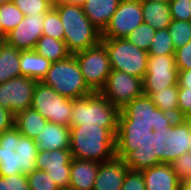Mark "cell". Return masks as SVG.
<instances>
[{"label":"cell","mask_w":191,"mask_h":190,"mask_svg":"<svg viewBox=\"0 0 191 190\" xmlns=\"http://www.w3.org/2000/svg\"><path fill=\"white\" fill-rule=\"evenodd\" d=\"M21 51L5 42L0 50V84L21 76Z\"/></svg>","instance_id":"cell-27"},{"label":"cell","mask_w":191,"mask_h":190,"mask_svg":"<svg viewBox=\"0 0 191 190\" xmlns=\"http://www.w3.org/2000/svg\"><path fill=\"white\" fill-rule=\"evenodd\" d=\"M30 190H59L46 171L35 169L27 175Z\"/></svg>","instance_id":"cell-36"},{"label":"cell","mask_w":191,"mask_h":190,"mask_svg":"<svg viewBox=\"0 0 191 190\" xmlns=\"http://www.w3.org/2000/svg\"><path fill=\"white\" fill-rule=\"evenodd\" d=\"M121 190H146L142 171L128 170Z\"/></svg>","instance_id":"cell-40"},{"label":"cell","mask_w":191,"mask_h":190,"mask_svg":"<svg viewBox=\"0 0 191 190\" xmlns=\"http://www.w3.org/2000/svg\"><path fill=\"white\" fill-rule=\"evenodd\" d=\"M146 190H179L180 179L171 164L160 163L142 170Z\"/></svg>","instance_id":"cell-20"},{"label":"cell","mask_w":191,"mask_h":190,"mask_svg":"<svg viewBox=\"0 0 191 190\" xmlns=\"http://www.w3.org/2000/svg\"><path fill=\"white\" fill-rule=\"evenodd\" d=\"M99 163L86 159H71L70 185L72 190H93Z\"/></svg>","instance_id":"cell-21"},{"label":"cell","mask_w":191,"mask_h":190,"mask_svg":"<svg viewBox=\"0 0 191 190\" xmlns=\"http://www.w3.org/2000/svg\"><path fill=\"white\" fill-rule=\"evenodd\" d=\"M143 22L141 0H121L102 38H125Z\"/></svg>","instance_id":"cell-13"},{"label":"cell","mask_w":191,"mask_h":190,"mask_svg":"<svg viewBox=\"0 0 191 190\" xmlns=\"http://www.w3.org/2000/svg\"><path fill=\"white\" fill-rule=\"evenodd\" d=\"M143 94L150 96L158 90L170 86H178V68L175 63V54L149 56L147 72L145 73Z\"/></svg>","instance_id":"cell-11"},{"label":"cell","mask_w":191,"mask_h":190,"mask_svg":"<svg viewBox=\"0 0 191 190\" xmlns=\"http://www.w3.org/2000/svg\"><path fill=\"white\" fill-rule=\"evenodd\" d=\"M121 160L133 171H142L160 164L154 132L153 136L137 145L135 150L129 151Z\"/></svg>","instance_id":"cell-19"},{"label":"cell","mask_w":191,"mask_h":190,"mask_svg":"<svg viewBox=\"0 0 191 190\" xmlns=\"http://www.w3.org/2000/svg\"><path fill=\"white\" fill-rule=\"evenodd\" d=\"M174 49L177 50L191 41V21H180L172 19L168 26Z\"/></svg>","instance_id":"cell-31"},{"label":"cell","mask_w":191,"mask_h":190,"mask_svg":"<svg viewBox=\"0 0 191 190\" xmlns=\"http://www.w3.org/2000/svg\"><path fill=\"white\" fill-rule=\"evenodd\" d=\"M47 122L35 109L28 108L15 115L14 126L23 136L34 140Z\"/></svg>","instance_id":"cell-26"},{"label":"cell","mask_w":191,"mask_h":190,"mask_svg":"<svg viewBox=\"0 0 191 190\" xmlns=\"http://www.w3.org/2000/svg\"><path fill=\"white\" fill-rule=\"evenodd\" d=\"M175 63L178 70H191V41L175 50Z\"/></svg>","instance_id":"cell-42"},{"label":"cell","mask_w":191,"mask_h":190,"mask_svg":"<svg viewBox=\"0 0 191 190\" xmlns=\"http://www.w3.org/2000/svg\"><path fill=\"white\" fill-rule=\"evenodd\" d=\"M42 34L57 40H64L63 24L54 7L45 13Z\"/></svg>","instance_id":"cell-33"},{"label":"cell","mask_w":191,"mask_h":190,"mask_svg":"<svg viewBox=\"0 0 191 190\" xmlns=\"http://www.w3.org/2000/svg\"><path fill=\"white\" fill-rule=\"evenodd\" d=\"M128 166L117 157L99 163L93 190H121Z\"/></svg>","instance_id":"cell-18"},{"label":"cell","mask_w":191,"mask_h":190,"mask_svg":"<svg viewBox=\"0 0 191 190\" xmlns=\"http://www.w3.org/2000/svg\"><path fill=\"white\" fill-rule=\"evenodd\" d=\"M178 87L191 90V70H178Z\"/></svg>","instance_id":"cell-44"},{"label":"cell","mask_w":191,"mask_h":190,"mask_svg":"<svg viewBox=\"0 0 191 190\" xmlns=\"http://www.w3.org/2000/svg\"><path fill=\"white\" fill-rule=\"evenodd\" d=\"M116 133L117 128H101L96 124L70 126L72 157L98 163L113 160L116 157Z\"/></svg>","instance_id":"cell-1"},{"label":"cell","mask_w":191,"mask_h":190,"mask_svg":"<svg viewBox=\"0 0 191 190\" xmlns=\"http://www.w3.org/2000/svg\"><path fill=\"white\" fill-rule=\"evenodd\" d=\"M34 50L51 62L65 59L71 55L64 40H57L45 35L38 39Z\"/></svg>","instance_id":"cell-28"},{"label":"cell","mask_w":191,"mask_h":190,"mask_svg":"<svg viewBox=\"0 0 191 190\" xmlns=\"http://www.w3.org/2000/svg\"><path fill=\"white\" fill-rule=\"evenodd\" d=\"M36 83L29 77L18 76L0 84V105L14 115L31 108Z\"/></svg>","instance_id":"cell-14"},{"label":"cell","mask_w":191,"mask_h":190,"mask_svg":"<svg viewBox=\"0 0 191 190\" xmlns=\"http://www.w3.org/2000/svg\"><path fill=\"white\" fill-rule=\"evenodd\" d=\"M120 110L100 92L72 99L70 126L98 125L101 128H118Z\"/></svg>","instance_id":"cell-4"},{"label":"cell","mask_w":191,"mask_h":190,"mask_svg":"<svg viewBox=\"0 0 191 190\" xmlns=\"http://www.w3.org/2000/svg\"><path fill=\"white\" fill-rule=\"evenodd\" d=\"M72 158L70 148L38 150L35 166L46 171L60 189L69 188Z\"/></svg>","instance_id":"cell-15"},{"label":"cell","mask_w":191,"mask_h":190,"mask_svg":"<svg viewBox=\"0 0 191 190\" xmlns=\"http://www.w3.org/2000/svg\"><path fill=\"white\" fill-rule=\"evenodd\" d=\"M44 18L45 15L24 16L22 21L7 33L6 43L20 51L34 50L38 39L43 35Z\"/></svg>","instance_id":"cell-16"},{"label":"cell","mask_w":191,"mask_h":190,"mask_svg":"<svg viewBox=\"0 0 191 190\" xmlns=\"http://www.w3.org/2000/svg\"><path fill=\"white\" fill-rule=\"evenodd\" d=\"M59 190H72L70 188H62V189H59Z\"/></svg>","instance_id":"cell-51"},{"label":"cell","mask_w":191,"mask_h":190,"mask_svg":"<svg viewBox=\"0 0 191 190\" xmlns=\"http://www.w3.org/2000/svg\"><path fill=\"white\" fill-rule=\"evenodd\" d=\"M12 2L25 16L45 15L54 5V0H12Z\"/></svg>","instance_id":"cell-34"},{"label":"cell","mask_w":191,"mask_h":190,"mask_svg":"<svg viewBox=\"0 0 191 190\" xmlns=\"http://www.w3.org/2000/svg\"><path fill=\"white\" fill-rule=\"evenodd\" d=\"M144 1H152V2L159 1V2H163V1H169V0H144Z\"/></svg>","instance_id":"cell-50"},{"label":"cell","mask_w":191,"mask_h":190,"mask_svg":"<svg viewBox=\"0 0 191 190\" xmlns=\"http://www.w3.org/2000/svg\"><path fill=\"white\" fill-rule=\"evenodd\" d=\"M144 23L155 30L166 29L172 21L168 1L152 2L141 0Z\"/></svg>","instance_id":"cell-25"},{"label":"cell","mask_w":191,"mask_h":190,"mask_svg":"<svg viewBox=\"0 0 191 190\" xmlns=\"http://www.w3.org/2000/svg\"><path fill=\"white\" fill-rule=\"evenodd\" d=\"M158 158L171 164L191 151V119L178 118L169 129H153Z\"/></svg>","instance_id":"cell-8"},{"label":"cell","mask_w":191,"mask_h":190,"mask_svg":"<svg viewBox=\"0 0 191 190\" xmlns=\"http://www.w3.org/2000/svg\"><path fill=\"white\" fill-rule=\"evenodd\" d=\"M38 147L13 126L0 134V176L28 175L36 169Z\"/></svg>","instance_id":"cell-2"},{"label":"cell","mask_w":191,"mask_h":190,"mask_svg":"<svg viewBox=\"0 0 191 190\" xmlns=\"http://www.w3.org/2000/svg\"><path fill=\"white\" fill-rule=\"evenodd\" d=\"M100 93L119 110L143 94L142 79L119 70H111Z\"/></svg>","instance_id":"cell-12"},{"label":"cell","mask_w":191,"mask_h":190,"mask_svg":"<svg viewBox=\"0 0 191 190\" xmlns=\"http://www.w3.org/2000/svg\"><path fill=\"white\" fill-rule=\"evenodd\" d=\"M24 16L12 1L0 6V18L6 34L13 30Z\"/></svg>","instance_id":"cell-35"},{"label":"cell","mask_w":191,"mask_h":190,"mask_svg":"<svg viewBox=\"0 0 191 190\" xmlns=\"http://www.w3.org/2000/svg\"><path fill=\"white\" fill-rule=\"evenodd\" d=\"M41 82L69 99L81 98L93 93L84 80L74 54L52 62Z\"/></svg>","instance_id":"cell-5"},{"label":"cell","mask_w":191,"mask_h":190,"mask_svg":"<svg viewBox=\"0 0 191 190\" xmlns=\"http://www.w3.org/2000/svg\"><path fill=\"white\" fill-rule=\"evenodd\" d=\"M179 190H191V179L180 181Z\"/></svg>","instance_id":"cell-45"},{"label":"cell","mask_w":191,"mask_h":190,"mask_svg":"<svg viewBox=\"0 0 191 190\" xmlns=\"http://www.w3.org/2000/svg\"><path fill=\"white\" fill-rule=\"evenodd\" d=\"M171 166L181 181L191 179V151L183 153L171 163Z\"/></svg>","instance_id":"cell-39"},{"label":"cell","mask_w":191,"mask_h":190,"mask_svg":"<svg viewBox=\"0 0 191 190\" xmlns=\"http://www.w3.org/2000/svg\"><path fill=\"white\" fill-rule=\"evenodd\" d=\"M0 37L6 39L7 37V34L4 32V29H3V24L1 22V18H0Z\"/></svg>","instance_id":"cell-47"},{"label":"cell","mask_w":191,"mask_h":190,"mask_svg":"<svg viewBox=\"0 0 191 190\" xmlns=\"http://www.w3.org/2000/svg\"><path fill=\"white\" fill-rule=\"evenodd\" d=\"M15 115L0 105V134L14 126Z\"/></svg>","instance_id":"cell-43"},{"label":"cell","mask_w":191,"mask_h":190,"mask_svg":"<svg viewBox=\"0 0 191 190\" xmlns=\"http://www.w3.org/2000/svg\"><path fill=\"white\" fill-rule=\"evenodd\" d=\"M156 30L147 23H141L125 38L138 48L148 52Z\"/></svg>","instance_id":"cell-32"},{"label":"cell","mask_w":191,"mask_h":190,"mask_svg":"<svg viewBox=\"0 0 191 190\" xmlns=\"http://www.w3.org/2000/svg\"><path fill=\"white\" fill-rule=\"evenodd\" d=\"M0 190H30L27 175L0 176Z\"/></svg>","instance_id":"cell-38"},{"label":"cell","mask_w":191,"mask_h":190,"mask_svg":"<svg viewBox=\"0 0 191 190\" xmlns=\"http://www.w3.org/2000/svg\"><path fill=\"white\" fill-rule=\"evenodd\" d=\"M179 118L191 119V90L178 87Z\"/></svg>","instance_id":"cell-41"},{"label":"cell","mask_w":191,"mask_h":190,"mask_svg":"<svg viewBox=\"0 0 191 190\" xmlns=\"http://www.w3.org/2000/svg\"><path fill=\"white\" fill-rule=\"evenodd\" d=\"M101 42L106 48L111 69L144 79L149 57L147 51L126 38H102Z\"/></svg>","instance_id":"cell-6"},{"label":"cell","mask_w":191,"mask_h":190,"mask_svg":"<svg viewBox=\"0 0 191 190\" xmlns=\"http://www.w3.org/2000/svg\"><path fill=\"white\" fill-rule=\"evenodd\" d=\"M88 87L100 92L106 85L111 73L110 61L102 42L74 54Z\"/></svg>","instance_id":"cell-10"},{"label":"cell","mask_w":191,"mask_h":190,"mask_svg":"<svg viewBox=\"0 0 191 190\" xmlns=\"http://www.w3.org/2000/svg\"><path fill=\"white\" fill-rule=\"evenodd\" d=\"M64 29V42L71 54L93 47L101 42V31L85 15L83 7L54 2Z\"/></svg>","instance_id":"cell-3"},{"label":"cell","mask_w":191,"mask_h":190,"mask_svg":"<svg viewBox=\"0 0 191 190\" xmlns=\"http://www.w3.org/2000/svg\"><path fill=\"white\" fill-rule=\"evenodd\" d=\"M148 54L149 56L175 54L172 38L167 28L156 30Z\"/></svg>","instance_id":"cell-30"},{"label":"cell","mask_w":191,"mask_h":190,"mask_svg":"<svg viewBox=\"0 0 191 190\" xmlns=\"http://www.w3.org/2000/svg\"><path fill=\"white\" fill-rule=\"evenodd\" d=\"M38 150L70 148V126L47 122L42 132L34 138Z\"/></svg>","instance_id":"cell-22"},{"label":"cell","mask_w":191,"mask_h":190,"mask_svg":"<svg viewBox=\"0 0 191 190\" xmlns=\"http://www.w3.org/2000/svg\"><path fill=\"white\" fill-rule=\"evenodd\" d=\"M150 126L133 125V123H118L115 136L116 157L122 159L129 151L137 148V145L153 136Z\"/></svg>","instance_id":"cell-17"},{"label":"cell","mask_w":191,"mask_h":190,"mask_svg":"<svg viewBox=\"0 0 191 190\" xmlns=\"http://www.w3.org/2000/svg\"><path fill=\"white\" fill-rule=\"evenodd\" d=\"M54 2H64L68 4H74L76 6H83L85 0H54Z\"/></svg>","instance_id":"cell-46"},{"label":"cell","mask_w":191,"mask_h":190,"mask_svg":"<svg viewBox=\"0 0 191 190\" xmlns=\"http://www.w3.org/2000/svg\"><path fill=\"white\" fill-rule=\"evenodd\" d=\"M5 42H6L5 39L0 37V50H1L2 46L5 44Z\"/></svg>","instance_id":"cell-48"},{"label":"cell","mask_w":191,"mask_h":190,"mask_svg":"<svg viewBox=\"0 0 191 190\" xmlns=\"http://www.w3.org/2000/svg\"><path fill=\"white\" fill-rule=\"evenodd\" d=\"M172 19L191 21V0H169Z\"/></svg>","instance_id":"cell-37"},{"label":"cell","mask_w":191,"mask_h":190,"mask_svg":"<svg viewBox=\"0 0 191 190\" xmlns=\"http://www.w3.org/2000/svg\"><path fill=\"white\" fill-rule=\"evenodd\" d=\"M121 0H85L83 11L92 24L101 32L115 13Z\"/></svg>","instance_id":"cell-23"},{"label":"cell","mask_w":191,"mask_h":190,"mask_svg":"<svg viewBox=\"0 0 191 190\" xmlns=\"http://www.w3.org/2000/svg\"><path fill=\"white\" fill-rule=\"evenodd\" d=\"M155 105L165 113L179 118L178 86H170L150 95Z\"/></svg>","instance_id":"cell-29"},{"label":"cell","mask_w":191,"mask_h":190,"mask_svg":"<svg viewBox=\"0 0 191 190\" xmlns=\"http://www.w3.org/2000/svg\"><path fill=\"white\" fill-rule=\"evenodd\" d=\"M177 120L174 115L159 109L150 96L142 94L120 109L118 123L150 126L153 129H169Z\"/></svg>","instance_id":"cell-7"},{"label":"cell","mask_w":191,"mask_h":190,"mask_svg":"<svg viewBox=\"0 0 191 190\" xmlns=\"http://www.w3.org/2000/svg\"><path fill=\"white\" fill-rule=\"evenodd\" d=\"M12 0H0V6L3 4H6L8 2H11Z\"/></svg>","instance_id":"cell-49"},{"label":"cell","mask_w":191,"mask_h":190,"mask_svg":"<svg viewBox=\"0 0 191 190\" xmlns=\"http://www.w3.org/2000/svg\"><path fill=\"white\" fill-rule=\"evenodd\" d=\"M52 62L39 55L35 50L21 51V76L41 82L51 67Z\"/></svg>","instance_id":"cell-24"},{"label":"cell","mask_w":191,"mask_h":190,"mask_svg":"<svg viewBox=\"0 0 191 190\" xmlns=\"http://www.w3.org/2000/svg\"><path fill=\"white\" fill-rule=\"evenodd\" d=\"M31 108L48 122L70 126L72 99L61 96L52 87L42 82L36 83Z\"/></svg>","instance_id":"cell-9"}]
</instances>
